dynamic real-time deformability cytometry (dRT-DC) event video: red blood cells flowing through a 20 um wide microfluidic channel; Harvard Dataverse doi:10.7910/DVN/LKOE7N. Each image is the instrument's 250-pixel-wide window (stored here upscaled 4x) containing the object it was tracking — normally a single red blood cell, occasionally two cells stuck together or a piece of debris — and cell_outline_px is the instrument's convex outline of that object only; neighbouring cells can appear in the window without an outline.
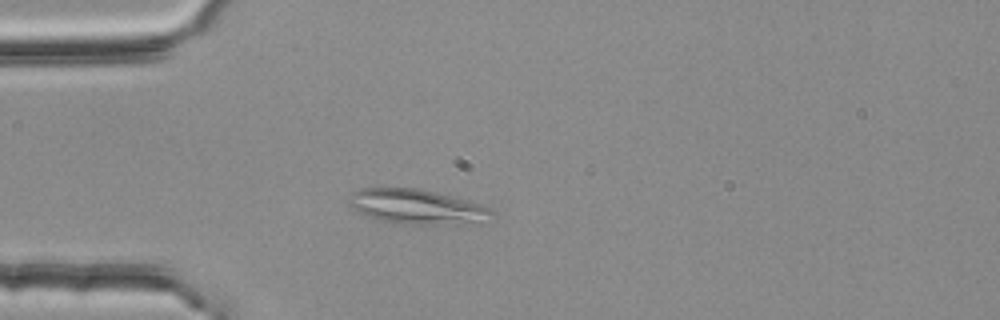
{"species": "common noctule bat (a hibernating species)", "species_latin": "Nyctalus noctula", "temperature_condition": "room temperature", "stored_images_in_passage": 41, "segment_of_instrument_passage": [1, 2], "camera_frame_rate_fps": 3000, "um_per_image_px": 0.085, "animal": {"sex": "female", "body_mass_g": 25.1}, "frame": {"image": 1, "passage_image": 4, "time_ms": 1.0, "image_size_px": [1000, 320], "cell_outline_px": [[492, 212], [480, 224], [400, 224], [368, 216], [352, 208], [348, 204], [348, 200], [352, 192], [360, 188], [416, 188], [436, 192], [480, 204], [488, 208]], "centroid_in_image_um": [35.4, 17.57], "position_along_channel_um": 49.6, "area_um2": 28.61}}